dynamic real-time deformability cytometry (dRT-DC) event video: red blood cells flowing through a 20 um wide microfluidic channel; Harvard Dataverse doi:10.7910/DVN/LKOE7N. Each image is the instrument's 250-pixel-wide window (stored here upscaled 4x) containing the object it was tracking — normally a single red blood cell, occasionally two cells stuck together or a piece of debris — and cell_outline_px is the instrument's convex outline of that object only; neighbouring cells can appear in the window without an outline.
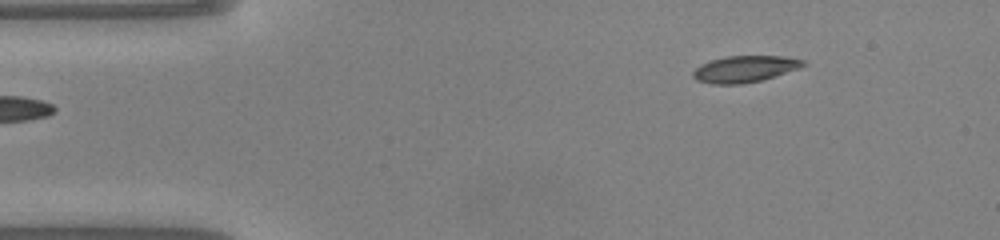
{"species": "common noctule bat (a hibernating species)", "species_latin": "Nyctalus noctula", "temperature_condition": "warm", "stored_images_in_passage": 43, "camera_frame_rate_fps": 3000, "um_per_image_px": 0.085, "animal": {"sex": "male", "body_mass_g": 20.0, "forearm_length_mm": 53.3}, "frame": {"image": 1, "passage_image": 1, "time_ms": 0.0, "image_size_px": [1000, 240], "cell_outline_px": [[808, 64], [800, 68], [760, 80], [740, 84], [712, 84], [696, 80], [692, 76], [692, 72], [700, 64], [724, 56], [784, 56], [804, 60]], "centroid_in_image_um": [63.29, 5.85], "position_along_channel_um": 21.7, "area_um2": 16.99}}
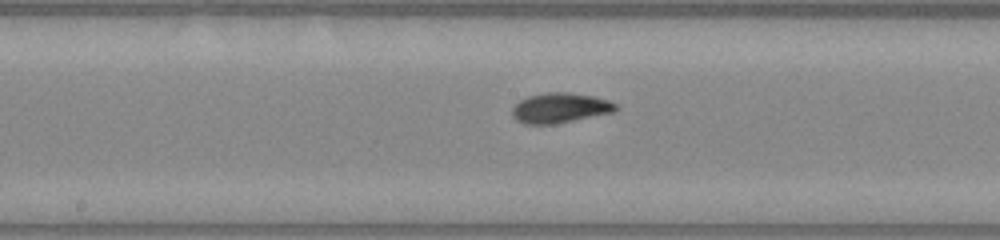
{"frame": {"image": 2, "passage_image": 19, "time_ms": 6.0, "image_size_px": [1000, 240], "cell_outline_px": [[620, 108], [616, 112], [552, 124], [524, 124], [516, 120], [512, 116], [512, 108], [520, 100], [528, 96], [548, 92], [568, 92], [592, 96], [608, 100], [616, 104]], "centroid_in_image_um": [47.62, 9.17], "position_along_channel_um": 200.6, "area_um2": 18.15}}
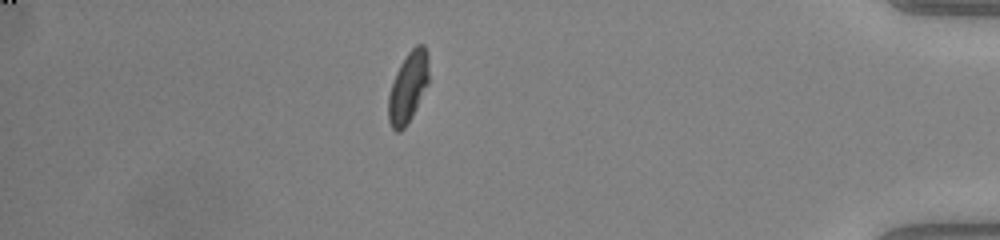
{"frame": {"image": 3, "passage_image": 37, "time_ms": 12.0, "image_size_px": [1000, 240], "cell_outline_px": [[428, 84], [412, 116], [404, 128], [400, 132], [396, 132], [392, 128], [388, 120], [388, 96], [396, 72], [400, 64], [408, 52], [416, 44], [424, 44], [428, 52]], "centroid_in_image_um": [34.69, 7.4], "position_along_channel_um": 400.5, "area_um2": 16.65}, "authors_computed_cell_mechanics": {"area_um2": 17.2244, "velocity_mm_per_s": 4.1172, "shape_relaxation_time_tau1_ms": 4.0365, "shape_relaxation_time_tau2_ms": 1.2648, "deformation_change_tau1": 0.173, "deformation_change_tau2": 0.0562}}